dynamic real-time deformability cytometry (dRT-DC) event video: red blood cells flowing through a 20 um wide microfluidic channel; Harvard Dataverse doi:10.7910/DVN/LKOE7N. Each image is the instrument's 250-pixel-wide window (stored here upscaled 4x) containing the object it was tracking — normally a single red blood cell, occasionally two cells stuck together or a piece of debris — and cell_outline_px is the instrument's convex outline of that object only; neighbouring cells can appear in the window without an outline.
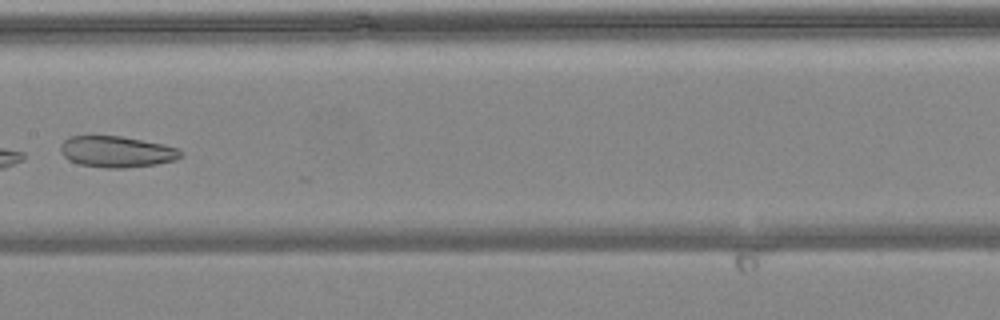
{"species": "common noctule bat (a hibernating species)", "species_latin": "Nyctalus noctula", "temperature_condition": "warm", "stored_images_in_passage": 7, "camera_frame_rate_fps": 3000, "um_per_image_px": 0.085, "animal": {"sex": "female", "body_mass_g": 24.6, "forearm_length_mm": 56.2}, "frame": {"image": 1, "passage_image": 7, "time_ms": 2.0, "image_size_px": [1000, 320], "cell_outline_px": [[184, 156], [176, 160], [156, 164], [124, 168], [104, 168], [80, 164], [68, 160], [60, 152], [60, 144], [68, 136], [120, 136], [164, 144], [176, 148], [184, 152]], "centroid_in_image_um": [9.92, 12.9], "position_along_channel_um": 197.5, "area_um2": 22.02}}